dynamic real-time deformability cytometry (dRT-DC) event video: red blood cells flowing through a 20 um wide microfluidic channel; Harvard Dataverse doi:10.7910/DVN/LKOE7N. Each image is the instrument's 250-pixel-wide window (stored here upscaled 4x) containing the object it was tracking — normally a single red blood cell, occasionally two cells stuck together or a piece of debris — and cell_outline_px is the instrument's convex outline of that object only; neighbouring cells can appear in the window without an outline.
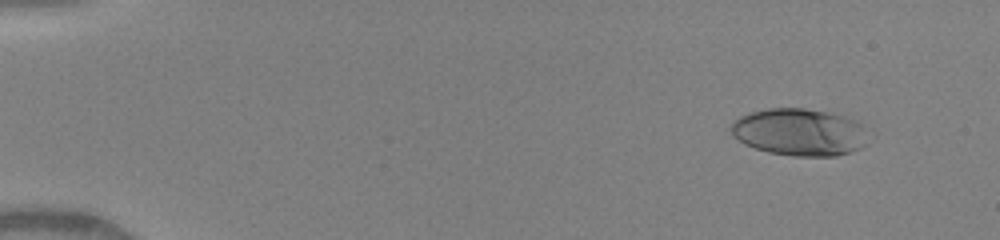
{"species": "human", "species_latin": "Homo sapiens", "temperature_condition": "warm", "stored_images_in_passage": 43, "camera_frame_rate_fps": 3000, "um_per_image_px": 0.085, "donor": {"sex": "female"}, "frame": {"image": 1, "passage_image": 2, "time_ms": 1.333, "image_size_px": [1000, 240], "cell_outline_px": [[864, 144], [860, 148], [836, 156], [792, 156], [768, 152], [744, 144], [732, 136], [728, 128], [732, 120], [740, 116], [752, 112], [768, 108], [804, 108], [828, 112], [844, 116], [856, 120], [860, 124]], "centroid_in_image_um": [67.83, 11.22], "position_along_channel_um": 17.2, "area_um2": 37.51}}
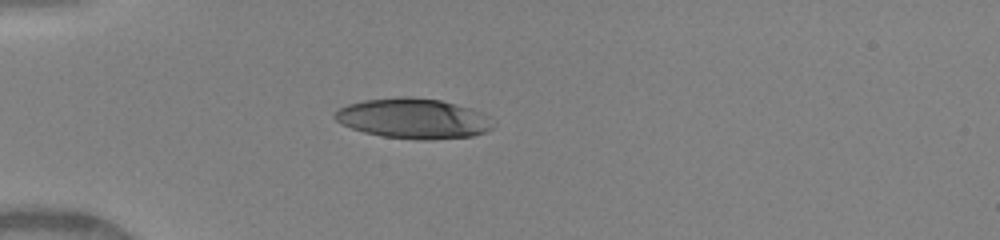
{"frame": {"image": 2, "passage_image": 17, "time_ms": 4.667, "image_size_px": [1000, 240], "cell_outline_px": [[492, 128], [488, 132], [472, 136], [432, 140], [416, 140], [384, 136], [364, 132], [340, 124], [332, 116], [340, 108], [348, 104], [364, 100], [400, 96], [412, 96], [440, 100], [472, 108], [480, 112]], "centroid_in_image_um": [35.08, 10.07], "position_along_channel_um": 49.9, "area_um2": 36.88}}
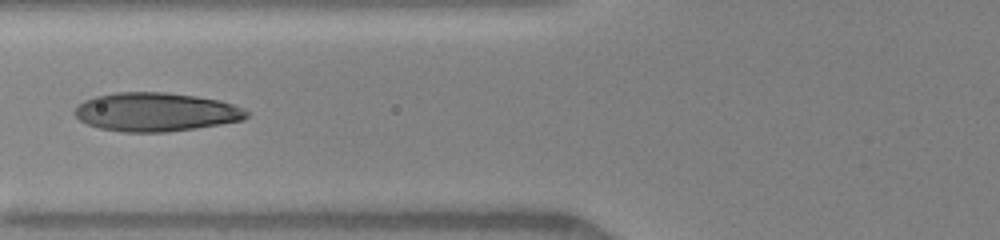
{"frame": {"image": 3, "passage_image": 29, "time_ms": 6.667, "image_size_px": [1000, 240], "cell_outline_px": [[248, 116], [244, 120], [196, 128], [168, 132], [124, 132], [100, 128], [88, 124], [80, 120], [72, 112], [84, 100], [96, 96], [116, 92], [168, 92], [196, 96], [220, 100], [244, 108], [248, 112]], "centroid_in_image_um": [13.26, 9.52], "position_along_channel_um": 112.5, "area_um2": 38.84}}